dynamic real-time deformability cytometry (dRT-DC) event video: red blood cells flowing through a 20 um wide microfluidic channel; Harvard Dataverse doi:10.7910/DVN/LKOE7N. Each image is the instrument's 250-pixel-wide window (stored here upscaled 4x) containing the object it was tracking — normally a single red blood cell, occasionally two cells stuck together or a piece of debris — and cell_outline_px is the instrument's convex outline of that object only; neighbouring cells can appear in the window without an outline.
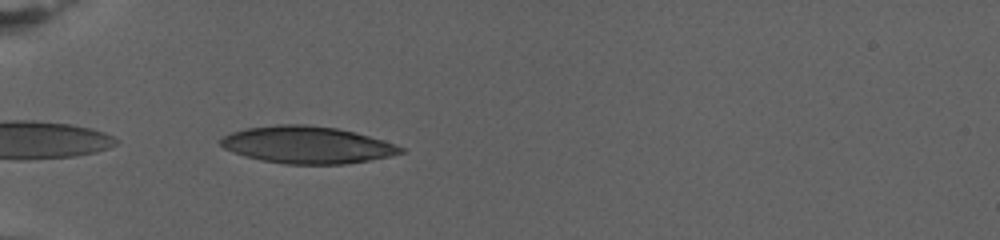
{"species": "human", "species_latin": "Homo sapiens", "temperature_condition": "warm", "stored_images_in_passage": 46, "camera_frame_rate_fps": 3000, "um_per_image_px": 0.085, "donor": {"sex": "female"}, "frame": {"image": 1, "passage_image": 2, "time_ms": 0.333, "image_size_px": [1000, 240], "cell_outline_px": [[408, 152], [392, 156], [344, 164], [284, 164], [260, 160], [244, 156], [232, 152], [224, 148], [220, 144], [220, 140], [224, 136], [232, 132], [248, 128], [276, 124], [308, 124], [336, 128], [368, 136], [396, 144], [404, 148]], "centroid_in_image_um": [26.12, 12.32], "position_along_channel_um": 58.9, "area_um2": 38.96}}
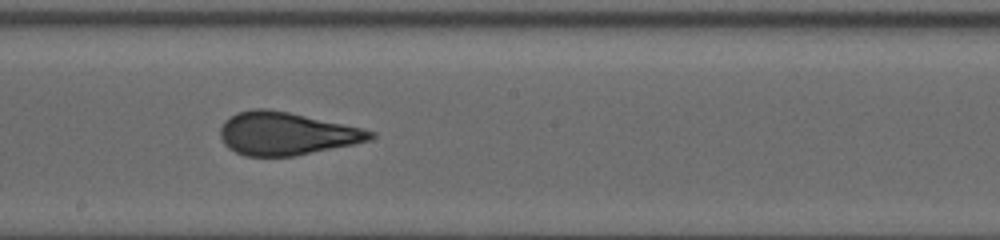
{"frame": {"image": 2, "passage_image": 22, "time_ms": 7.0, "image_size_px": [1000, 240], "cell_outline_px": [[376, 136], [372, 140], [292, 156], [244, 156], [228, 148], [224, 144], [220, 136], [220, 128], [224, 120], [236, 112], [252, 108], [264, 108], [288, 112], [360, 128], [376, 132]], "centroid_in_image_um": [24.28, 11.35], "position_along_channel_um": 223.9, "area_um2": 37.22}}
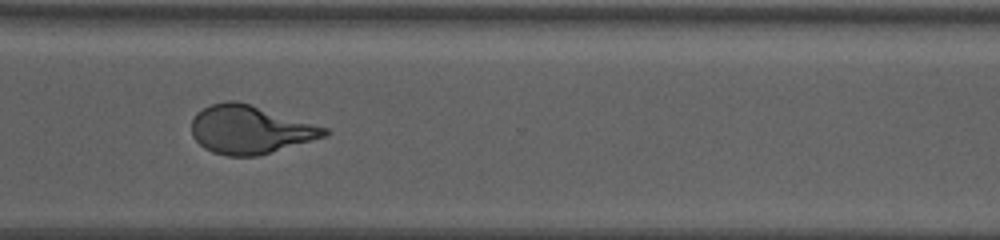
{"frame": {"image": 3, "passage_image": 36, "time_ms": 11.667, "image_size_px": [1000, 240], "cell_outline_px": [[328, 132], [324, 136], [256, 156], [228, 156], [212, 152], [204, 148], [192, 136], [192, 120], [196, 112], [212, 104], [228, 100], [236, 100], [328, 128]], "centroid_in_image_um": [21.19, 11.01], "position_along_channel_um": 349.4, "area_um2": 36.76}, "authors_computed_cell_mechanics": {"area_um2": 37.281, "velocity_mm_per_s": 2.6964, "shape_relaxation_time_tau1_ms": 10.9917, "shape_relaxation_time_tau2_ms": 1.1424, "deformation_change_tau1": 0.2726, "deformation_change_tau2": 0.0928}}